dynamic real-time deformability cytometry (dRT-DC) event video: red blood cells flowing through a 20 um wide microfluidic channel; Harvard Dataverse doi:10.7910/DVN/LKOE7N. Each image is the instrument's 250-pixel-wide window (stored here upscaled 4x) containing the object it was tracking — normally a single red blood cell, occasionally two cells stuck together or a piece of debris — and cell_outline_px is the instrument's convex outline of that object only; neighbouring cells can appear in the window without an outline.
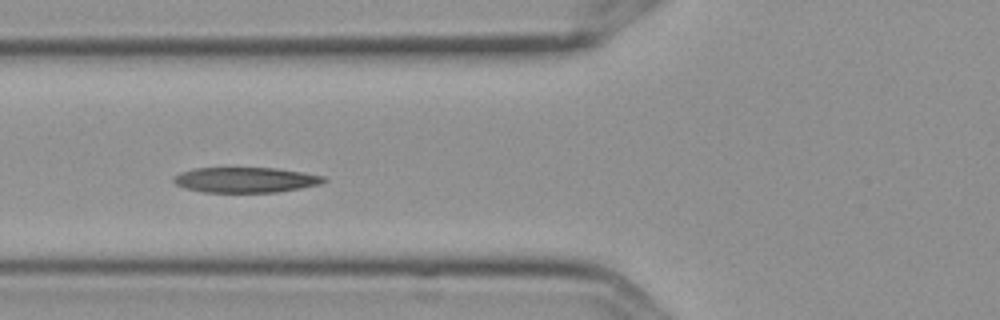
{"species": "Egyptian fruit bat (a non-hibernating species)", "species_latin": "Rousettus aegyptiacus", "temperature_condition": "cold", "stored_images_in_passage": 8, "camera_frame_rate_fps": 3000, "um_per_image_px": 0.085, "frame": {"image": 1, "passage_image": 6, "time_ms": 1.667, "image_size_px": [1000, 320], "cell_outline_px": [[328, 180], [320, 184], [300, 188], [276, 192], [204, 192], [184, 188], [176, 184], [172, 180], [172, 176], [180, 172], [192, 168], [276, 168], [324, 176]], "centroid_in_image_um": [20.82, 15.29], "position_along_channel_um": 105.0, "area_um2": 22.14}}
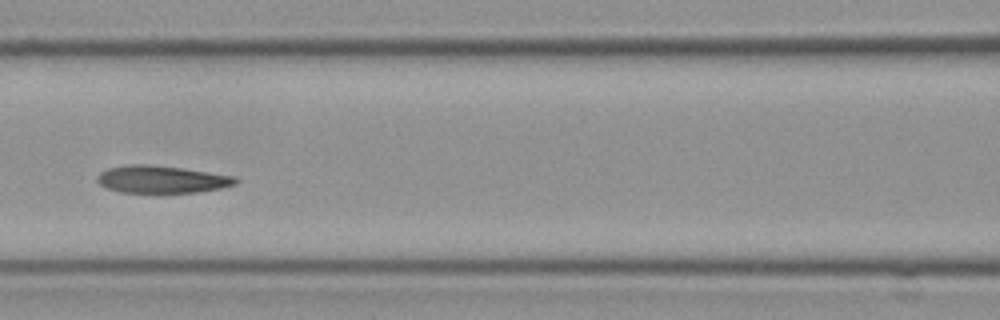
{"frame": {"image": 2, "passage_image": 7, "time_ms": 2.0, "image_size_px": [1000, 320], "cell_outline_px": [[240, 180], [236, 184], [220, 188], [200, 192], [164, 196], [160, 196], [120, 192], [108, 188], [100, 184], [96, 180], [96, 176], [100, 172], [108, 168], [128, 164], [148, 164], [180, 168], [236, 176]], "centroid_in_image_um": [13.74, 15.3], "position_along_channel_um": 152.9, "area_um2": 23.24}}
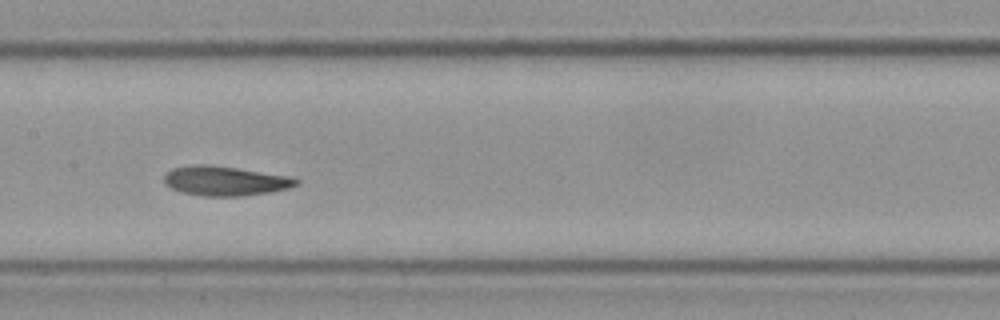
{"frame": {"image": 3, "passage_image": 8, "time_ms": 2.333, "image_size_px": [1000, 320], "cell_outline_px": [[300, 184], [288, 188], [272, 192], [244, 196], [204, 196], [180, 192], [164, 184], [164, 176], [172, 168], [192, 164], [208, 164], [292, 176], [300, 180]], "centroid_in_image_um": [19.16, 15.38], "position_along_channel_um": 188.2, "area_um2": 23.0}}